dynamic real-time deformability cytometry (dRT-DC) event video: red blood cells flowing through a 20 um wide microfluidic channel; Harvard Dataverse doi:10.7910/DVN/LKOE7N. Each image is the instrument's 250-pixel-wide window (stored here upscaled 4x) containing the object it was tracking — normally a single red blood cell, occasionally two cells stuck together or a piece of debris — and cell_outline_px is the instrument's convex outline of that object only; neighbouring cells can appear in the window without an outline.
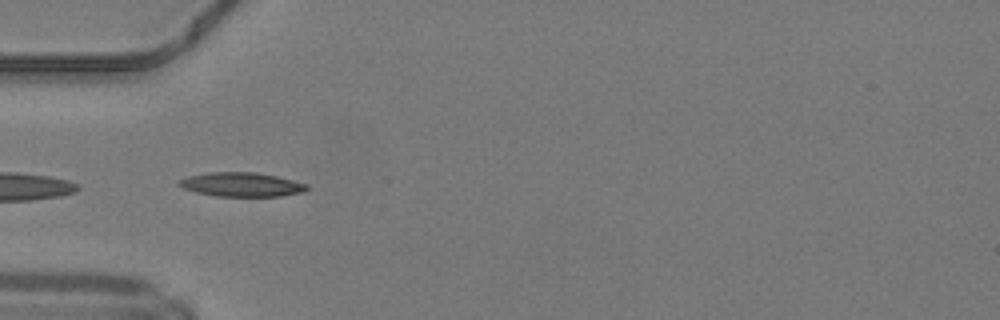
{"species": "common noctule bat (a hibernating species)", "species_latin": "Nyctalus noctula", "temperature_condition": "warm", "stored_images_in_passage": 13, "camera_frame_rate_fps": 3000, "um_per_image_px": 0.085, "animal": {"sex": "male", "body_mass_g": 19.2, "forearm_length_mm": 51.8}, "frame": {"image": 1, "passage_image": 4, "time_ms": 1.0, "image_size_px": [1000, 320], "cell_outline_px": [[308, 188], [304, 192], [280, 196], [216, 196], [196, 192], [184, 188], [176, 184], [176, 180], [188, 176], [208, 172], [256, 172], [276, 176], [308, 184]], "centroid_in_image_um": [20.5, 15.68], "position_along_channel_um": 64.5, "area_um2": 18.03}}